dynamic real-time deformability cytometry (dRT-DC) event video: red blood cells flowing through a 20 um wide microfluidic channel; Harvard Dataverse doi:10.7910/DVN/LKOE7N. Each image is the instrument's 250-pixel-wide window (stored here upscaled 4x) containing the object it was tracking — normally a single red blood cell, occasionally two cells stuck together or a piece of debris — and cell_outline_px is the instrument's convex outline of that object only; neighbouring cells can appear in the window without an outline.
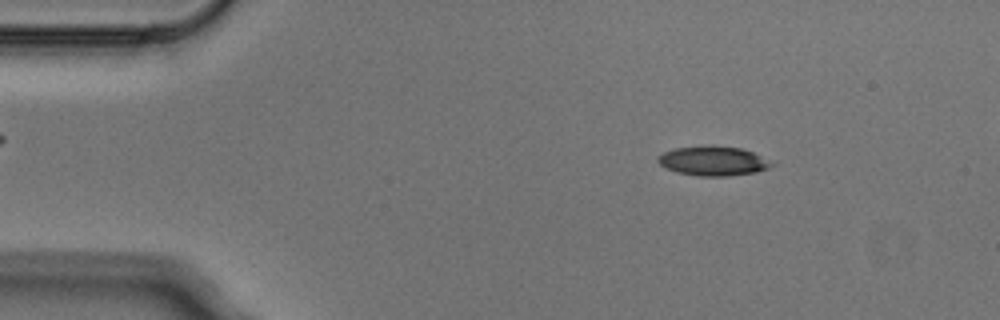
{"species": "Egyptian fruit bat (a non-hibernating species)", "species_latin": "Rousettus aegyptiacus", "temperature_condition": "cold", "stored_images_in_passage": 4, "segment_of_instrument_passage": [1, 2], "camera_frame_rate_fps": 3000, "um_per_image_px": 0.085, "animal": {"sex": "male"}, "frame": {"image": 1, "passage_image": 1, "time_ms": 0.0, "image_size_px": [1000, 320], "cell_outline_px": [[776, 164], [768, 168], [756, 172], [728, 176], [696, 176], [676, 172], [664, 168], [656, 160], [656, 156], [664, 152], [676, 148], [712, 144], [740, 148], [752, 152]], "centroid_in_image_um": [60.57, 13.67], "position_along_channel_um": 24.4, "area_um2": 19.77}}